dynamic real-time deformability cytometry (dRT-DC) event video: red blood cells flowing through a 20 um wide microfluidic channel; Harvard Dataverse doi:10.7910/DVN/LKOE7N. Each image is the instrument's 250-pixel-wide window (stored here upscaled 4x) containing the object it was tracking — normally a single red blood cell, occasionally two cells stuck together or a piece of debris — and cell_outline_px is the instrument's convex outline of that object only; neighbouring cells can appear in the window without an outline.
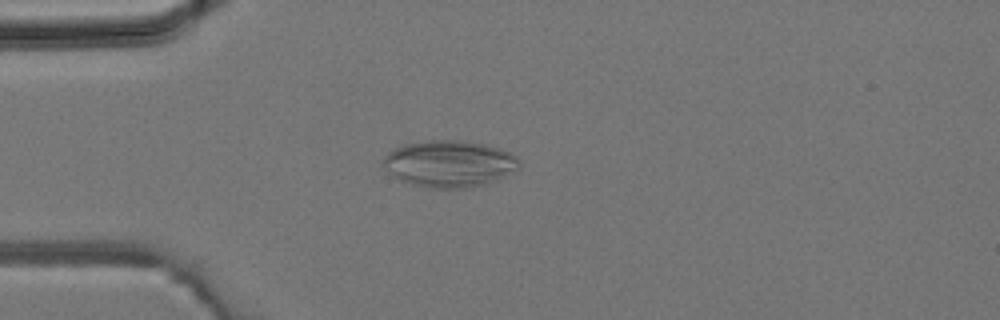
{"species": "common noctule bat (a hibernating species)", "species_latin": "Nyctalus noctula", "temperature_condition": "room temperature", "stored_images_in_passage": 40, "camera_frame_rate_fps": 3000, "um_per_image_px": 0.085, "animal": {"sex": "male", "body_mass_g": 19.2, "forearm_length_mm": 51.8}, "frame": {"image": 1, "passage_image": 8, "time_ms": 2.333, "image_size_px": [1000, 320], "cell_outline_px": [[520, 168], [488, 184], [472, 188], [432, 188], [412, 184], [400, 180], [388, 172], [384, 164], [384, 156], [388, 152], [404, 144], [424, 140], [460, 140], [484, 144], [500, 148], [516, 156], [520, 160]], "centroid_in_image_um": [38.22, 13.92], "position_along_channel_um": 46.8, "area_um2": 37.17}}
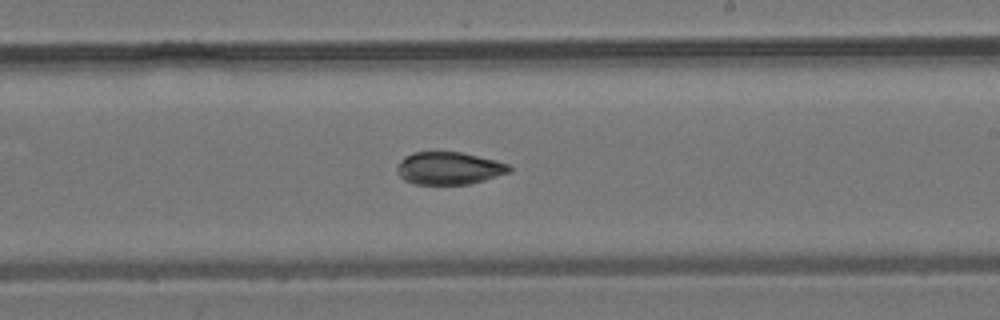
{"frame": {"image": 2, "passage_image": 22, "time_ms": 7.0, "image_size_px": [1000, 320], "cell_outline_px": [[512, 168], [508, 172], [484, 180], [468, 184], [412, 184], [404, 180], [396, 172], [396, 168], [400, 160], [404, 156], [412, 152], [436, 148], [464, 152], [496, 160], [508, 164]], "centroid_in_image_um": [38.09, 14.24], "position_along_channel_um": 250.9, "area_um2": 22.14}}
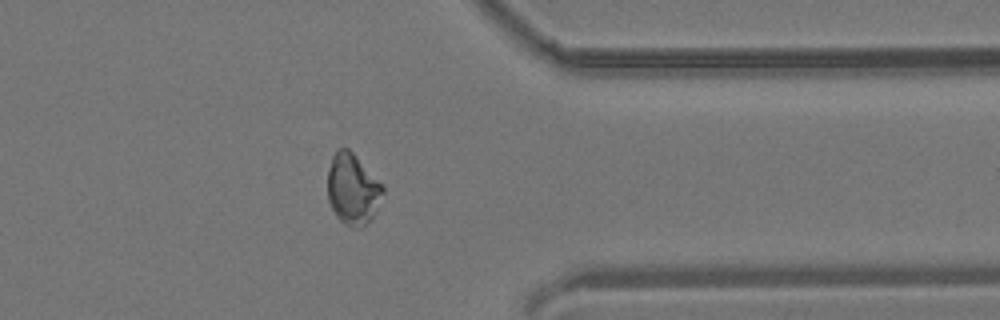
{"frame": {"image": 3, "passage_image": 31, "time_ms": 10.0, "image_size_px": [1000, 320], "cell_outline_px": [[384, 192], [376, 212], [360, 228], [344, 224], [336, 216], [328, 200], [328, 168], [332, 156], [340, 148], [348, 148], [384, 184]], "centroid_in_image_um": [29.99, 16.06], "position_along_channel_um": 381.4, "area_um2": 22.77}}